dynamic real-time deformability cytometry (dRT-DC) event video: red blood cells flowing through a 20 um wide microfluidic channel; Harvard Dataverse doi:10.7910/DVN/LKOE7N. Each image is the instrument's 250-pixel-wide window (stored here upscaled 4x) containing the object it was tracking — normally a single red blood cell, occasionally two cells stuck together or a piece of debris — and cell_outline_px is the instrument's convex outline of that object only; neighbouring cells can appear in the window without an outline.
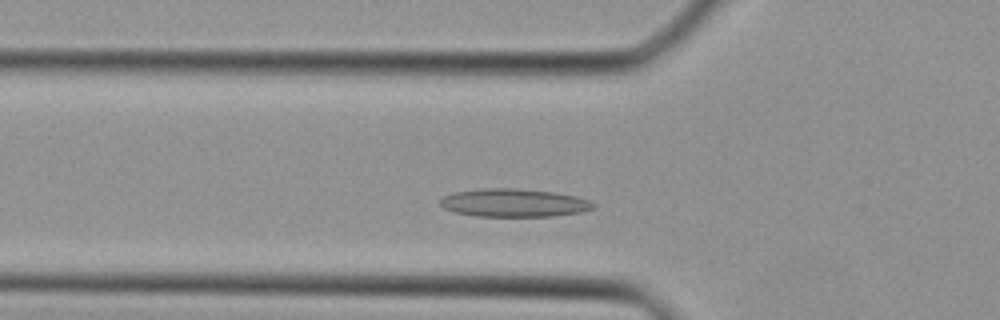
{"species": "Egyptian fruit bat (a non-hibernating species)", "species_latin": "Rousettus aegyptiacus", "temperature_condition": "cold", "stored_images_in_passage": 24, "camera_frame_rate_fps": 3000, "um_per_image_px": 0.085, "animal": {"sex": "female"}, "frame": {"image": 1, "passage_image": 5, "time_ms": 1.333, "image_size_px": [1000, 320], "cell_outline_px": [[596, 208], [580, 212], [552, 216], [476, 216], [456, 212], [444, 208], [440, 204], [440, 200], [444, 196], [456, 192], [480, 188], [512, 188], [552, 192], [576, 196], [592, 200], [596, 204]], "centroid_in_image_um": [43.73, 17.24], "position_along_channel_um": 82.1, "area_um2": 25.03}}
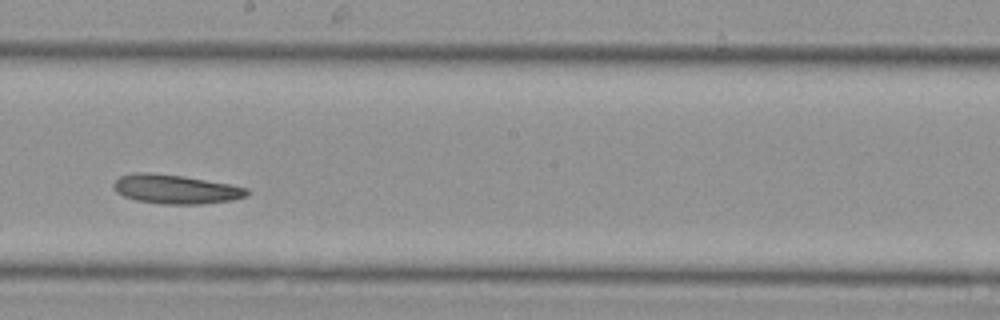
{"frame": {"image": 2, "passage_image": 14, "time_ms": 4.333, "image_size_px": [1000, 320], "cell_outline_px": [[248, 192], [244, 196], [232, 200], [200, 204], [160, 204], [136, 200], [124, 196], [116, 192], [112, 184], [120, 176], [136, 172], [148, 172], [184, 176], [228, 184], [248, 188]], "centroid_in_image_um": [14.88, 16.08], "position_along_channel_um": 233.3, "area_um2": 22.48}}
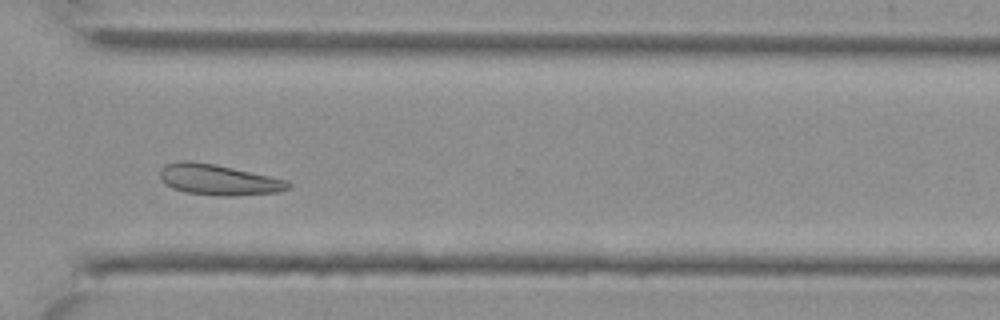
{"frame": {"image": 3, "passage_image": 21, "time_ms": 6.667, "image_size_px": [1000, 320], "cell_outline_px": [[292, 184], [288, 188], [276, 192], [232, 196], [216, 196], [184, 192], [172, 188], [160, 180], [160, 168], [164, 164], [180, 160], [188, 160], [212, 164], [288, 180]], "centroid_in_image_um": [18.5, 15.28], "position_along_channel_um": 352.1, "area_um2": 22.89}}